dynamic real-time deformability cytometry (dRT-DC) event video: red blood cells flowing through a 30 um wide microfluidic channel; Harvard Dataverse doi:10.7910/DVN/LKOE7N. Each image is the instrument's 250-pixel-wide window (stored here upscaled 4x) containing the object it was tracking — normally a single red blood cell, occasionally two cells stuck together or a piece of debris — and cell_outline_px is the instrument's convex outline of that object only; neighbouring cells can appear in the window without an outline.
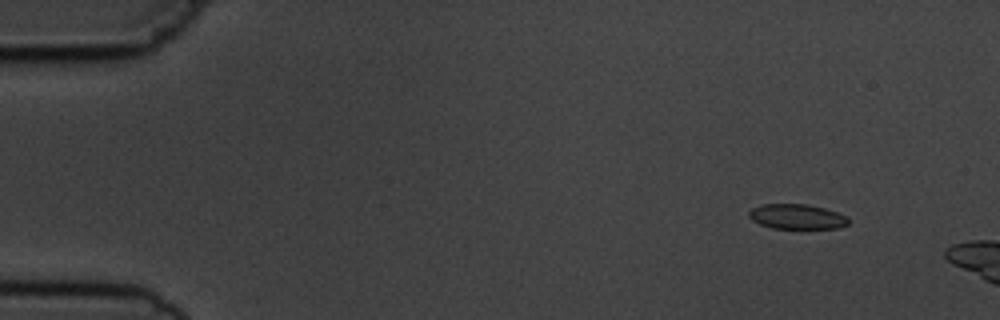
{"species": "common noctule bat (a hibernating species)", "species_latin": "Nyctalus noctula", "temperature_condition": "cold", "stored_images_in_passage": 5, "camera_frame_rate_fps": 3000, "um_per_image_px": 0.085, "animal": {"sex": "male", "body_mass_g": 19.5, "forearm_length_mm": 54.6}, "frame": {"image": 1, "passage_image": 5, "time_ms": 5.667, "image_size_px": [1000, 320], "cell_outline_px": [[848, 224], [840, 228], [772, 228], [760, 224], [752, 220], [748, 216], [748, 212], [752, 208], [760, 204], [808, 204], [824, 208], [848, 216]], "centroid_in_image_um": [67.73, 18.41], "position_along_channel_um": 17.3, "area_um2": 14.51}}